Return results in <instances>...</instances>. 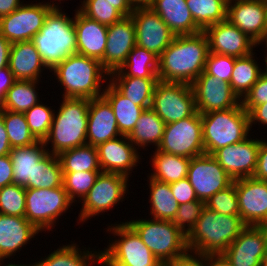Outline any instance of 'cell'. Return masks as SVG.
<instances>
[{
    "label": "cell",
    "instance_id": "cell-4",
    "mask_svg": "<svg viewBox=\"0 0 267 266\" xmlns=\"http://www.w3.org/2000/svg\"><path fill=\"white\" fill-rule=\"evenodd\" d=\"M58 114L54 112L48 136L44 139L48 153L61 152L87 144L89 99L62 97ZM56 113V114H55Z\"/></svg>",
    "mask_w": 267,
    "mask_h": 266
},
{
    "label": "cell",
    "instance_id": "cell-31",
    "mask_svg": "<svg viewBox=\"0 0 267 266\" xmlns=\"http://www.w3.org/2000/svg\"><path fill=\"white\" fill-rule=\"evenodd\" d=\"M158 59L154 53L136 45L125 63L109 77L158 78Z\"/></svg>",
    "mask_w": 267,
    "mask_h": 266
},
{
    "label": "cell",
    "instance_id": "cell-34",
    "mask_svg": "<svg viewBox=\"0 0 267 266\" xmlns=\"http://www.w3.org/2000/svg\"><path fill=\"white\" fill-rule=\"evenodd\" d=\"M153 172L150 178L164 183H174L187 177L191 158L163 153L157 149L153 151Z\"/></svg>",
    "mask_w": 267,
    "mask_h": 266
},
{
    "label": "cell",
    "instance_id": "cell-48",
    "mask_svg": "<svg viewBox=\"0 0 267 266\" xmlns=\"http://www.w3.org/2000/svg\"><path fill=\"white\" fill-rule=\"evenodd\" d=\"M205 206L206 202L201 200L181 204L172 222L187 236L196 225Z\"/></svg>",
    "mask_w": 267,
    "mask_h": 266
},
{
    "label": "cell",
    "instance_id": "cell-54",
    "mask_svg": "<svg viewBox=\"0 0 267 266\" xmlns=\"http://www.w3.org/2000/svg\"><path fill=\"white\" fill-rule=\"evenodd\" d=\"M13 183V166L10 155L0 156V188Z\"/></svg>",
    "mask_w": 267,
    "mask_h": 266
},
{
    "label": "cell",
    "instance_id": "cell-68",
    "mask_svg": "<svg viewBox=\"0 0 267 266\" xmlns=\"http://www.w3.org/2000/svg\"><path fill=\"white\" fill-rule=\"evenodd\" d=\"M263 1H264L265 10H266V15H267V0H263Z\"/></svg>",
    "mask_w": 267,
    "mask_h": 266
},
{
    "label": "cell",
    "instance_id": "cell-20",
    "mask_svg": "<svg viewBox=\"0 0 267 266\" xmlns=\"http://www.w3.org/2000/svg\"><path fill=\"white\" fill-rule=\"evenodd\" d=\"M203 32L212 53L238 58L252 53L257 47L255 41L227 19L207 27Z\"/></svg>",
    "mask_w": 267,
    "mask_h": 266
},
{
    "label": "cell",
    "instance_id": "cell-51",
    "mask_svg": "<svg viewBox=\"0 0 267 266\" xmlns=\"http://www.w3.org/2000/svg\"><path fill=\"white\" fill-rule=\"evenodd\" d=\"M170 188L179 205L198 200L195 190L187 177L171 183Z\"/></svg>",
    "mask_w": 267,
    "mask_h": 266
},
{
    "label": "cell",
    "instance_id": "cell-12",
    "mask_svg": "<svg viewBox=\"0 0 267 266\" xmlns=\"http://www.w3.org/2000/svg\"><path fill=\"white\" fill-rule=\"evenodd\" d=\"M128 181V177L118 173H99L94 185L81 202L79 221L84 223L124 201V196L128 193Z\"/></svg>",
    "mask_w": 267,
    "mask_h": 266
},
{
    "label": "cell",
    "instance_id": "cell-64",
    "mask_svg": "<svg viewBox=\"0 0 267 266\" xmlns=\"http://www.w3.org/2000/svg\"><path fill=\"white\" fill-rule=\"evenodd\" d=\"M2 263H4L3 260H0V266H33V264L25 265V264H21V263L20 264L7 263L8 265H5V263H4V265H3Z\"/></svg>",
    "mask_w": 267,
    "mask_h": 266
},
{
    "label": "cell",
    "instance_id": "cell-60",
    "mask_svg": "<svg viewBox=\"0 0 267 266\" xmlns=\"http://www.w3.org/2000/svg\"><path fill=\"white\" fill-rule=\"evenodd\" d=\"M205 266H232L223 254L205 255Z\"/></svg>",
    "mask_w": 267,
    "mask_h": 266
},
{
    "label": "cell",
    "instance_id": "cell-52",
    "mask_svg": "<svg viewBox=\"0 0 267 266\" xmlns=\"http://www.w3.org/2000/svg\"><path fill=\"white\" fill-rule=\"evenodd\" d=\"M164 266H205V255L188 250L185 254L167 261Z\"/></svg>",
    "mask_w": 267,
    "mask_h": 266
},
{
    "label": "cell",
    "instance_id": "cell-23",
    "mask_svg": "<svg viewBox=\"0 0 267 266\" xmlns=\"http://www.w3.org/2000/svg\"><path fill=\"white\" fill-rule=\"evenodd\" d=\"M98 160L102 172L118 173L129 177L132 169L137 167L141 159L137 148L128 136L108 140L97 147Z\"/></svg>",
    "mask_w": 267,
    "mask_h": 266
},
{
    "label": "cell",
    "instance_id": "cell-62",
    "mask_svg": "<svg viewBox=\"0 0 267 266\" xmlns=\"http://www.w3.org/2000/svg\"><path fill=\"white\" fill-rule=\"evenodd\" d=\"M133 7L149 6L152 0H128Z\"/></svg>",
    "mask_w": 267,
    "mask_h": 266
},
{
    "label": "cell",
    "instance_id": "cell-38",
    "mask_svg": "<svg viewBox=\"0 0 267 266\" xmlns=\"http://www.w3.org/2000/svg\"><path fill=\"white\" fill-rule=\"evenodd\" d=\"M254 54L255 52H252L235 59L230 85L240 99L245 96L263 74L260 65L254 59Z\"/></svg>",
    "mask_w": 267,
    "mask_h": 266
},
{
    "label": "cell",
    "instance_id": "cell-15",
    "mask_svg": "<svg viewBox=\"0 0 267 266\" xmlns=\"http://www.w3.org/2000/svg\"><path fill=\"white\" fill-rule=\"evenodd\" d=\"M130 16L136 29V45L159 57L171 44L175 34L149 6L134 7Z\"/></svg>",
    "mask_w": 267,
    "mask_h": 266
},
{
    "label": "cell",
    "instance_id": "cell-35",
    "mask_svg": "<svg viewBox=\"0 0 267 266\" xmlns=\"http://www.w3.org/2000/svg\"><path fill=\"white\" fill-rule=\"evenodd\" d=\"M78 247L75 243L59 246L47 257L45 256L43 259L41 257L40 261L33 263V266H91V264H100V250L89 251V248L85 251Z\"/></svg>",
    "mask_w": 267,
    "mask_h": 266
},
{
    "label": "cell",
    "instance_id": "cell-16",
    "mask_svg": "<svg viewBox=\"0 0 267 266\" xmlns=\"http://www.w3.org/2000/svg\"><path fill=\"white\" fill-rule=\"evenodd\" d=\"M191 86L195 95L196 111L200 114L230 109L241 103V99L232 90L230 83L204 71Z\"/></svg>",
    "mask_w": 267,
    "mask_h": 266
},
{
    "label": "cell",
    "instance_id": "cell-46",
    "mask_svg": "<svg viewBox=\"0 0 267 266\" xmlns=\"http://www.w3.org/2000/svg\"><path fill=\"white\" fill-rule=\"evenodd\" d=\"M78 9L87 17L110 26L124 16L107 0H84Z\"/></svg>",
    "mask_w": 267,
    "mask_h": 266
},
{
    "label": "cell",
    "instance_id": "cell-21",
    "mask_svg": "<svg viewBox=\"0 0 267 266\" xmlns=\"http://www.w3.org/2000/svg\"><path fill=\"white\" fill-rule=\"evenodd\" d=\"M227 20L256 43L267 38V15L263 0H233L227 6Z\"/></svg>",
    "mask_w": 267,
    "mask_h": 266
},
{
    "label": "cell",
    "instance_id": "cell-66",
    "mask_svg": "<svg viewBox=\"0 0 267 266\" xmlns=\"http://www.w3.org/2000/svg\"><path fill=\"white\" fill-rule=\"evenodd\" d=\"M262 266H267V255H266V257L262 260Z\"/></svg>",
    "mask_w": 267,
    "mask_h": 266
},
{
    "label": "cell",
    "instance_id": "cell-45",
    "mask_svg": "<svg viewBox=\"0 0 267 266\" xmlns=\"http://www.w3.org/2000/svg\"><path fill=\"white\" fill-rule=\"evenodd\" d=\"M54 112L55 110H52L50 106L48 107L42 102L24 112L29 129L37 140L44 141L48 136Z\"/></svg>",
    "mask_w": 267,
    "mask_h": 266
},
{
    "label": "cell",
    "instance_id": "cell-5",
    "mask_svg": "<svg viewBox=\"0 0 267 266\" xmlns=\"http://www.w3.org/2000/svg\"><path fill=\"white\" fill-rule=\"evenodd\" d=\"M43 63L51 71L69 55L77 53L74 18L55 6L46 16L42 29L33 37Z\"/></svg>",
    "mask_w": 267,
    "mask_h": 266
},
{
    "label": "cell",
    "instance_id": "cell-19",
    "mask_svg": "<svg viewBox=\"0 0 267 266\" xmlns=\"http://www.w3.org/2000/svg\"><path fill=\"white\" fill-rule=\"evenodd\" d=\"M234 183L241 219L246 225L262 226L267 221V181L247 177Z\"/></svg>",
    "mask_w": 267,
    "mask_h": 266
},
{
    "label": "cell",
    "instance_id": "cell-63",
    "mask_svg": "<svg viewBox=\"0 0 267 266\" xmlns=\"http://www.w3.org/2000/svg\"><path fill=\"white\" fill-rule=\"evenodd\" d=\"M263 42H264V45L266 46V50H267V38H266L265 40L259 42V43H256V46H258V45H260V44L263 45ZM265 42H266V43H265ZM264 58H265V62H266V63H265V69L262 70V71H263V73H264L265 75H267V52H266V57L264 56Z\"/></svg>",
    "mask_w": 267,
    "mask_h": 266
},
{
    "label": "cell",
    "instance_id": "cell-27",
    "mask_svg": "<svg viewBox=\"0 0 267 266\" xmlns=\"http://www.w3.org/2000/svg\"><path fill=\"white\" fill-rule=\"evenodd\" d=\"M9 68L16 80L23 81H40L43 70L48 69L32 40L12 43Z\"/></svg>",
    "mask_w": 267,
    "mask_h": 266
},
{
    "label": "cell",
    "instance_id": "cell-22",
    "mask_svg": "<svg viewBox=\"0 0 267 266\" xmlns=\"http://www.w3.org/2000/svg\"><path fill=\"white\" fill-rule=\"evenodd\" d=\"M135 46L136 29L131 16L123 17L108 26L104 69L109 74L118 70Z\"/></svg>",
    "mask_w": 267,
    "mask_h": 266
},
{
    "label": "cell",
    "instance_id": "cell-42",
    "mask_svg": "<svg viewBox=\"0 0 267 266\" xmlns=\"http://www.w3.org/2000/svg\"><path fill=\"white\" fill-rule=\"evenodd\" d=\"M12 148L29 146L38 140L31 133L24 113L0 110Z\"/></svg>",
    "mask_w": 267,
    "mask_h": 266
},
{
    "label": "cell",
    "instance_id": "cell-58",
    "mask_svg": "<svg viewBox=\"0 0 267 266\" xmlns=\"http://www.w3.org/2000/svg\"><path fill=\"white\" fill-rule=\"evenodd\" d=\"M12 147L9 143L8 134L4 125L3 116L0 114V156L9 155Z\"/></svg>",
    "mask_w": 267,
    "mask_h": 266
},
{
    "label": "cell",
    "instance_id": "cell-10",
    "mask_svg": "<svg viewBox=\"0 0 267 266\" xmlns=\"http://www.w3.org/2000/svg\"><path fill=\"white\" fill-rule=\"evenodd\" d=\"M151 108L165 124L191 117L196 112L192 86L159 80L153 92Z\"/></svg>",
    "mask_w": 267,
    "mask_h": 266
},
{
    "label": "cell",
    "instance_id": "cell-44",
    "mask_svg": "<svg viewBox=\"0 0 267 266\" xmlns=\"http://www.w3.org/2000/svg\"><path fill=\"white\" fill-rule=\"evenodd\" d=\"M26 188L15 183L0 188V213L25 217Z\"/></svg>",
    "mask_w": 267,
    "mask_h": 266
},
{
    "label": "cell",
    "instance_id": "cell-36",
    "mask_svg": "<svg viewBox=\"0 0 267 266\" xmlns=\"http://www.w3.org/2000/svg\"><path fill=\"white\" fill-rule=\"evenodd\" d=\"M147 177L150 181L149 203L151 212L149 215H152L153 219L173 221L177 214L179 203L171 192L170 184Z\"/></svg>",
    "mask_w": 267,
    "mask_h": 266
},
{
    "label": "cell",
    "instance_id": "cell-14",
    "mask_svg": "<svg viewBox=\"0 0 267 266\" xmlns=\"http://www.w3.org/2000/svg\"><path fill=\"white\" fill-rule=\"evenodd\" d=\"M187 178L198 200L204 202L234 182L214 156L206 153L191 158Z\"/></svg>",
    "mask_w": 267,
    "mask_h": 266
},
{
    "label": "cell",
    "instance_id": "cell-57",
    "mask_svg": "<svg viewBox=\"0 0 267 266\" xmlns=\"http://www.w3.org/2000/svg\"><path fill=\"white\" fill-rule=\"evenodd\" d=\"M12 44L0 33V68L9 66V56Z\"/></svg>",
    "mask_w": 267,
    "mask_h": 266
},
{
    "label": "cell",
    "instance_id": "cell-18",
    "mask_svg": "<svg viewBox=\"0 0 267 266\" xmlns=\"http://www.w3.org/2000/svg\"><path fill=\"white\" fill-rule=\"evenodd\" d=\"M260 143V139H252L248 136L239 143L220 148L213 156L233 180L253 177L257 167Z\"/></svg>",
    "mask_w": 267,
    "mask_h": 266
},
{
    "label": "cell",
    "instance_id": "cell-6",
    "mask_svg": "<svg viewBox=\"0 0 267 266\" xmlns=\"http://www.w3.org/2000/svg\"><path fill=\"white\" fill-rule=\"evenodd\" d=\"M201 122L206 154L213 155L220 148L249 136V115L241 103L230 109L201 114Z\"/></svg>",
    "mask_w": 267,
    "mask_h": 266
},
{
    "label": "cell",
    "instance_id": "cell-25",
    "mask_svg": "<svg viewBox=\"0 0 267 266\" xmlns=\"http://www.w3.org/2000/svg\"><path fill=\"white\" fill-rule=\"evenodd\" d=\"M119 136L121 133L109 102L103 96L91 99L88 110L87 144L97 147Z\"/></svg>",
    "mask_w": 267,
    "mask_h": 266
},
{
    "label": "cell",
    "instance_id": "cell-69",
    "mask_svg": "<svg viewBox=\"0 0 267 266\" xmlns=\"http://www.w3.org/2000/svg\"><path fill=\"white\" fill-rule=\"evenodd\" d=\"M55 1H58V0H55ZM60 1H63V0H59V1H58V2L61 4ZM50 2H52L53 5H55L54 0H53V1H50Z\"/></svg>",
    "mask_w": 267,
    "mask_h": 266
},
{
    "label": "cell",
    "instance_id": "cell-41",
    "mask_svg": "<svg viewBox=\"0 0 267 266\" xmlns=\"http://www.w3.org/2000/svg\"><path fill=\"white\" fill-rule=\"evenodd\" d=\"M61 186H63V171L58 155L47 153L34 168L33 189Z\"/></svg>",
    "mask_w": 267,
    "mask_h": 266
},
{
    "label": "cell",
    "instance_id": "cell-61",
    "mask_svg": "<svg viewBox=\"0 0 267 266\" xmlns=\"http://www.w3.org/2000/svg\"><path fill=\"white\" fill-rule=\"evenodd\" d=\"M113 3L115 9H117L124 17L130 16L134 10V7L128 0H107Z\"/></svg>",
    "mask_w": 267,
    "mask_h": 266
},
{
    "label": "cell",
    "instance_id": "cell-43",
    "mask_svg": "<svg viewBox=\"0 0 267 266\" xmlns=\"http://www.w3.org/2000/svg\"><path fill=\"white\" fill-rule=\"evenodd\" d=\"M99 173L101 172H63V187L69 199L74 203L77 201L76 198H79L81 202L94 185Z\"/></svg>",
    "mask_w": 267,
    "mask_h": 266
},
{
    "label": "cell",
    "instance_id": "cell-29",
    "mask_svg": "<svg viewBox=\"0 0 267 266\" xmlns=\"http://www.w3.org/2000/svg\"><path fill=\"white\" fill-rule=\"evenodd\" d=\"M47 153V147L41 140L29 146L12 148L9 155L13 166V183L33 189L34 168Z\"/></svg>",
    "mask_w": 267,
    "mask_h": 266
},
{
    "label": "cell",
    "instance_id": "cell-49",
    "mask_svg": "<svg viewBox=\"0 0 267 266\" xmlns=\"http://www.w3.org/2000/svg\"><path fill=\"white\" fill-rule=\"evenodd\" d=\"M235 57L209 52L204 72L230 83Z\"/></svg>",
    "mask_w": 267,
    "mask_h": 266
},
{
    "label": "cell",
    "instance_id": "cell-9",
    "mask_svg": "<svg viewBox=\"0 0 267 266\" xmlns=\"http://www.w3.org/2000/svg\"><path fill=\"white\" fill-rule=\"evenodd\" d=\"M25 218L40 232L50 231L73 202L64 187L26 189Z\"/></svg>",
    "mask_w": 267,
    "mask_h": 266
},
{
    "label": "cell",
    "instance_id": "cell-40",
    "mask_svg": "<svg viewBox=\"0 0 267 266\" xmlns=\"http://www.w3.org/2000/svg\"><path fill=\"white\" fill-rule=\"evenodd\" d=\"M186 4L202 31L227 19V6L220 0H186Z\"/></svg>",
    "mask_w": 267,
    "mask_h": 266
},
{
    "label": "cell",
    "instance_id": "cell-59",
    "mask_svg": "<svg viewBox=\"0 0 267 266\" xmlns=\"http://www.w3.org/2000/svg\"><path fill=\"white\" fill-rule=\"evenodd\" d=\"M22 4L20 0H0V18L14 12Z\"/></svg>",
    "mask_w": 267,
    "mask_h": 266
},
{
    "label": "cell",
    "instance_id": "cell-50",
    "mask_svg": "<svg viewBox=\"0 0 267 266\" xmlns=\"http://www.w3.org/2000/svg\"><path fill=\"white\" fill-rule=\"evenodd\" d=\"M267 102V75L264 73L241 99L242 107L249 112L254 106Z\"/></svg>",
    "mask_w": 267,
    "mask_h": 266
},
{
    "label": "cell",
    "instance_id": "cell-26",
    "mask_svg": "<svg viewBox=\"0 0 267 266\" xmlns=\"http://www.w3.org/2000/svg\"><path fill=\"white\" fill-rule=\"evenodd\" d=\"M39 232L25 217L0 213V260H10Z\"/></svg>",
    "mask_w": 267,
    "mask_h": 266
},
{
    "label": "cell",
    "instance_id": "cell-65",
    "mask_svg": "<svg viewBox=\"0 0 267 266\" xmlns=\"http://www.w3.org/2000/svg\"><path fill=\"white\" fill-rule=\"evenodd\" d=\"M222 1L226 6H228L233 0H220Z\"/></svg>",
    "mask_w": 267,
    "mask_h": 266
},
{
    "label": "cell",
    "instance_id": "cell-24",
    "mask_svg": "<svg viewBox=\"0 0 267 266\" xmlns=\"http://www.w3.org/2000/svg\"><path fill=\"white\" fill-rule=\"evenodd\" d=\"M74 25L77 39V54L99 60L104 68V53L108 26L75 11Z\"/></svg>",
    "mask_w": 267,
    "mask_h": 266
},
{
    "label": "cell",
    "instance_id": "cell-2",
    "mask_svg": "<svg viewBox=\"0 0 267 266\" xmlns=\"http://www.w3.org/2000/svg\"><path fill=\"white\" fill-rule=\"evenodd\" d=\"M50 72L64 88L63 97L93 99L101 97L102 83L109 81V73L94 58L73 54L58 63ZM102 85V86H101Z\"/></svg>",
    "mask_w": 267,
    "mask_h": 266
},
{
    "label": "cell",
    "instance_id": "cell-28",
    "mask_svg": "<svg viewBox=\"0 0 267 266\" xmlns=\"http://www.w3.org/2000/svg\"><path fill=\"white\" fill-rule=\"evenodd\" d=\"M149 7L175 35H193L202 32L192 18L186 0H152Z\"/></svg>",
    "mask_w": 267,
    "mask_h": 266
},
{
    "label": "cell",
    "instance_id": "cell-32",
    "mask_svg": "<svg viewBox=\"0 0 267 266\" xmlns=\"http://www.w3.org/2000/svg\"><path fill=\"white\" fill-rule=\"evenodd\" d=\"M165 126L164 121L152 108L145 109L140 114L134 130L128 136L129 140L137 149L140 147L144 149L152 144L157 149L161 143Z\"/></svg>",
    "mask_w": 267,
    "mask_h": 266
},
{
    "label": "cell",
    "instance_id": "cell-13",
    "mask_svg": "<svg viewBox=\"0 0 267 266\" xmlns=\"http://www.w3.org/2000/svg\"><path fill=\"white\" fill-rule=\"evenodd\" d=\"M59 5L51 2L22 4L14 12L0 18V33L12 44L32 40L42 29L48 13Z\"/></svg>",
    "mask_w": 267,
    "mask_h": 266
},
{
    "label": "cell",
    "instance_id": "cell-37",
    "mask_svg": "<svg viewBox=\"0 0 267 266\" xmlns=\"http://www.w3.org/2000/svg\"><path fill=\"white\" fill-rule=\"evenodd\" d=\"M63 172H102L97 148L85 144L73 149H68L58 155Z\"/></svg>",
    "mask_w": 267,
    "mask_h": 266
},
{
    "label": "cell",
    "instance_id": "cell-17",
    "mask_svg": "<svg viewBox=\"0 0 267 266\" xmlns=\"http://www.w3.org/2000/svg\"><path fill=\"white\" fill-rule=\"evenodd\" d=\"M222 254L232 266H262L267 255L265 229L247 225Z\"/></svg>",
    "mask_w": 267,
    "mask_h": 266
},
{
    "label": "cell",
    "instance_id": "cell-8",
    "mask_svg": "<svg viewBox=\"0 0 267 266\" xmlns=\"http://www.w3.org/2000/svg\"><path fill=\"white\" fill-rule=\"evenodd\" d=\"M163 264L185 254L187 236L170 220L136 219L126 222Z\"/></svg>",
    "mask_w": 267,
    "mask_h": 266
},
{
    "label": "cell",
    "instance_id": "cell-11",
    "mask_svg": "<svg viewBox=\"0 0 267 266\" xmlns=\"http://www.w3.org/2000/svg\"><path fill=\"white\" fill-rule=\"evenodd\" d=\"M157 150L187 158L204 154L201 114L196 111L191 117L166 124Z\"/></svg>",
    "mask_w": 267,
    "mask_h": 266
},
{
    "label": "cell",
    "instance_id": "cell-67",
    "mask_svg": "<svg viewBox=\"0 0 267 266\" xmlns=\"http://www.w3.org/2000/svg\"><path fill=\"white\" fill-rule=\"evenodd\" d=\"M262 227L265 229L266 234H267V221L262 225Z\"/></svg>",
    "mask_w": 267,
    "mask_h": 266
},
{
    "label": "cell",
    "instance_id": "cell-39",
    "mask_svg": "<svg viewBox=\"0 0 267 266\" xmlns=\"http://www.w3.org/2000/svg\"><path fill=\"white\" fill-rule=\"evenodd\" d=\"M39 81L16 80L6 94L0 110L24 113L41 102L36 87Z\"/></svg>",
    "mask_w": 267,
    "mask_h": 266
},
{
    "label": "cell",
    "instance_id": "cell-7",
    "mask_svg": "<svg viewBox=\"0 0 267 266\" xmlns=\"http://www.w3.org/2000/svg\"><path fill=\"white\" fill-rule=\"evenodd\" d=\"M108 226L107 231L119 237L100 251L102 266H164L126 222Z\"/></svg>",
    "mask_w": 267,
    "mask_h": 266
},
{
    "label": "cell",
    "instance_id": "cell-56",
    "mask_svg": "<svg viewBox=\"0 0 267 266\" xmlns=\"http://www.w3.org/2000/svg\"><path fill=\"white\" fill-rule=\"evenodd\" d=\"M249 127L258 122V125L262 124L267 126V102L254 106L249 112ZM260 123V124H259Z\"/></svg>",
    "mask_w": 267,
    "mask_h": 266
},
{
    "label": "cell",
    "instance_id": "cell-3",
    "mask_svg": "<svg viewBox=\"0 0 267 266\" xmlns=\"http://www.w3.org/2000/svg\"><path fill=\"white\" fill-rule=\"evenodd\" d=\"M246 226L240 215L219 214L205 206L187 235V247L203 255L222 254Z\"/></svg>",
    "mask_w": 267,
    "mask_h": 266
},
{
    "label": "cell",
    "instance_id": "cell-55",
    "mask_svg": "<svg viewBox=\"0 0 267 266\" xmlns=\"http://www.w3.org/2000/svg\"><path fill=\"white\" fill-rule=\"evenodd\" d=\"M16 79L14 78L9 66L0 68V108L3 106L6 94L12 87Z\"/></svg>",
    "mask_w": 267,
    "mask_h": 266
},
{
    "label": "cell",
    "instance_id": "cell-1",
    "mask_svg": "<svg viewBox=\"0 0 267 266\" xmlns=\"http://www.w3.org/2000/svg\"><path fill=\"white\" fill-rule=\"evenodd\" d=\"M206 34L175 35L158 59V79L192 84L204 71L209 54Z\"/></svg>",
    "mask_w": 267,
    "mask_h": 266
},
{
    "label": "cell",
    "instance_id": "cell-53",
    "mask_svg": "<svg viewBox=\"0 0 267 266\" xmlns=\"http://www.w3.org/2000/svg\"><path fill=\"white\" fill-rule=\"evenodd\" d=\"M254 178L267 181V141L261 139Z\"/></svg>",
    "mask_w": 267,
    "mask_h": 266
},
{
    "label": "cell",
    "instance_id": "cell-30",
    "mask_svg": "<svg viewBox=\"0 0 267 266\" xmlns=\"http://www.w3.org/2000/svg\"><path fill=\"white\" fill-rule=\"evenodd\" d=\"M102 96L111 105L121 135L129 136L144 109L124 97L110 82L103 87Z\"/></svg>",
    "mask_w": 267,
    "mask_h": 266
},
{
    "label": "cell",
    "instance_id": "cell-47",
    "mask_svg": "<svg viewBox=\"0 0 267 266\" xmlns=\"http://www.w3.org/2000/svg\"><path fill=\"white\" fill-rule=\"evenodd\" d=\"M206 207L223 215H239L235 183L212 195L206 202Z\"/></svg>",
    "mask_w": 267,
    "mask_h": 266
},
{
    "label": "cell",
    "instance_id": "cell-33",
    "mask_svg": "<svg viewBox=\"0 0 267 266\" xmlns=\"http://www.w3.org/2000/svg\"><path fill=\"white\" fill-rule=\"evenodd\" d=\"M158 78L109 77V82L126 98L144 110L151 108Z\"/></svg>",
    "mask_w": 267,
    "mask_h": 266
}]
</instances>
